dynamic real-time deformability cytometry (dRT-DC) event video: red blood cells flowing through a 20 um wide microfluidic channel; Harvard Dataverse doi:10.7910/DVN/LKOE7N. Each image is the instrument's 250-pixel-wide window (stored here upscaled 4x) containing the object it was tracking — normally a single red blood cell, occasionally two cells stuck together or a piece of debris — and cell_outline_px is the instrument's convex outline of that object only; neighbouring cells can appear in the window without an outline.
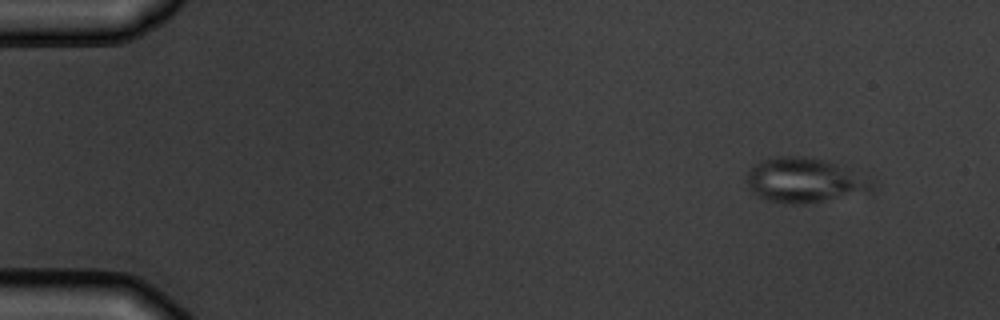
{"species": "common noctule bat (a hibernating species)", "species_latin": "Nyctalus noctula", "temperature_condition": "warm", "stored_images_in_passage": 6, "camera_frame_rate_fps": 3000, "um_per_image_px": 0.085, "animal": {"sex": "male", "body_mass_g": 19.5, "forearm_length_mm": 54.6}, "frame": {"image": 1, "passage_image": 1, "time_ms": 0.0, "image_size_px": [1000, 320], "cell_outline_px": [[872, 192], [804, 204], [784, 204], [764, 200], [752, 192], [748, 188], [748, 172], [756, 164], [772, 156], [804, 156], [828, 160], [848, 168], [872, 180]], "centroid_in_image_um": [68.39, 15.33], "position_along_channel_um": 16.6, "area_um2": 32.89}}